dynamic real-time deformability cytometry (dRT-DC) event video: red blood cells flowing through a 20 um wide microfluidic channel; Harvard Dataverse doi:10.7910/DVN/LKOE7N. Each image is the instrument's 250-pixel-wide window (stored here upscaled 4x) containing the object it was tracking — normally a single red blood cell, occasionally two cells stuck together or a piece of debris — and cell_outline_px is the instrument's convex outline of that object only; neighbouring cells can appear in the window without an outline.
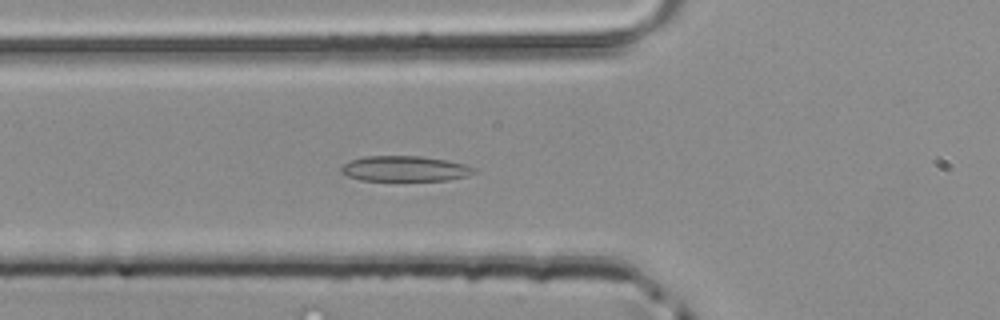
{"species": "common noctule bat (a hibernating species)", "species_latin": "Nyctalus noctula", "temperature_condition": "room temperature", "stored_images_in_passage": 37, "camera_frame_rate_fps": 3000, "um_per_image_px": 0.085, "animal": {"sex": "male", "body_mass_g": 20.4}, "frame": {"image": 1, "passage_image": 6, "time_ms": 1.667, "image_size_px": [1000, 320], "cell_outline_px": [[476, 172], [468, 176], [448, 180], [360, 180], [348, 176], [340, 172], [340, 168], [348, 160], [364, 156], [420, 156], [448, 160], [464, 164], [476, 168]], "centroid_in_image_um": [34.41, 14.33], "position_along_channel_um": 91.4, "area_um2": 19.77}}
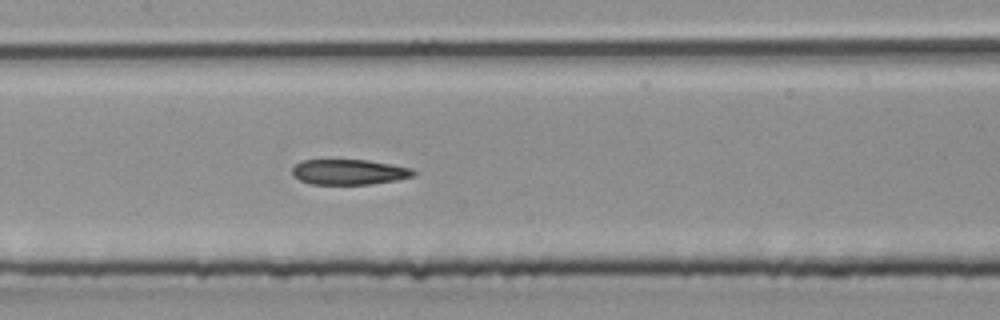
{"frame": {"image": 2, "passage_image": 12, "time_ms": 3.667, "image_size_px": [1000, 320], "cell_outline_px": [[416, 176], [400, 180], [372, 184], [312, 184], [300, 180], [292, 172], [292, 168], [296, 164], [304, 160], [368, 160], [412, 168], [416, 172]], "centroid_in_image_um": [29.74, 14.62], "position_along_channel_um": 177.7, "area_um2": 17.92}}
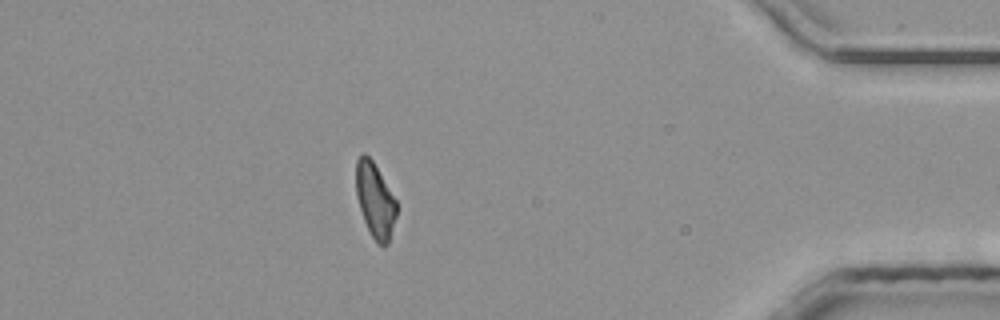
{"frame": {"image": 3, "passage_image": 31, "time_ms": 10.0, "image_size_px": [1000, 320], "cell_outline_px": [[396, 216], [388, 244], [384, 248], [380, 248], [376, 244], [364, 220], [356, 196], [356, 160], [364, 152], [372, 160], [396, 200]], "centroid_in_image_um": [31.88, 17.07], "position_along_channel_um": 403.3, "area_um2": 17.57}}